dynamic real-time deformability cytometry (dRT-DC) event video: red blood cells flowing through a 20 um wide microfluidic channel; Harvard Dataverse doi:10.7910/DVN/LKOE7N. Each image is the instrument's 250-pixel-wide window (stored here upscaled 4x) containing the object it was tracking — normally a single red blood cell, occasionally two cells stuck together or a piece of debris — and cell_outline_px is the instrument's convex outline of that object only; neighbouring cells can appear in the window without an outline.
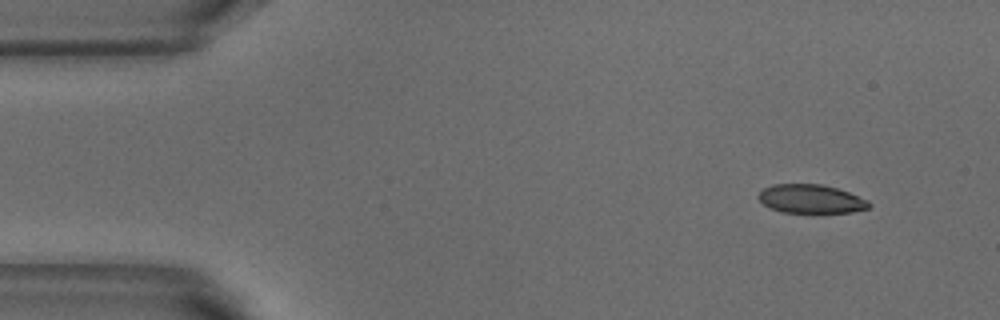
{"species": "common noctule bat (a hibernating species)", "species_latin": "Nyctalus noctula", "temperature_condition": "warm", "stored_images_in_passage": 4, "camera_frame_rate_fps": 3000, "um_per_image_px": 0.085, "animal": {"sex": "male", "body_mass_g": 18.8}, "frame": {"image": 1, "passage_image": 1, "time_ms": 0.0, "image_size_px": [1000, 320], "cell_outline_px": [[872, 204], [868, 208], [852, 212], [784, 212], [772, 208], [764, 204], [756, 196], [764, 188], [772, 184], [820, 184], [836, 188], [848, 192], [868, 200]], "centroid_in_image_um": [68.93, 16.9], "position_along_channel_um": 16.1, "area_um2": 18.26}}